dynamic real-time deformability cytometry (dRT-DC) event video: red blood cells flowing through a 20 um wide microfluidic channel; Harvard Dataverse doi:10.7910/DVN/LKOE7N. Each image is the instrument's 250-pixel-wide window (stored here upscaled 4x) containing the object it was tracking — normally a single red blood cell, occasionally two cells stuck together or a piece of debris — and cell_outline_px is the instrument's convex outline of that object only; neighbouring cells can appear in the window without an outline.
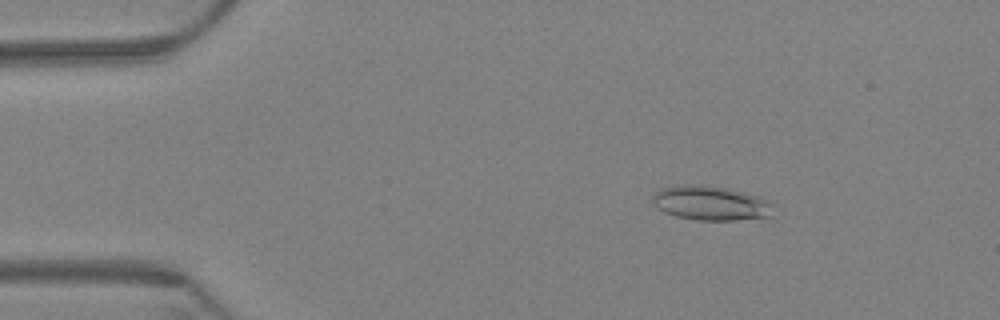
{"species": "Egyptian fruit bat (a non-hibernating species)", "species_latin": "Rousettus aegyptiacus", "temperature_condition": "warm", "stored_images_in_passage": 62, "camera_frame_rate_fps": 3000, "um_per_image_px": 0.085, "animal": {"sex": "female"}, "frame": {"image": 1, "passage_image": 10, "time_ms": 3.0, "image_size_px": [1000, 320], "cell_outline_px": [[776, 204], [772, 216], [736, 220], [696, 220], [676, 216], [664, 212], [652, 200], [652, 196], [660, 188], [680, 184], [700, 184], [724, 188], [744, 192], [768, 200]], "centroid_in_image_um": [60.45, 17.26], "position_along_channel_um": 24.6, "area_um2": 24.33}}
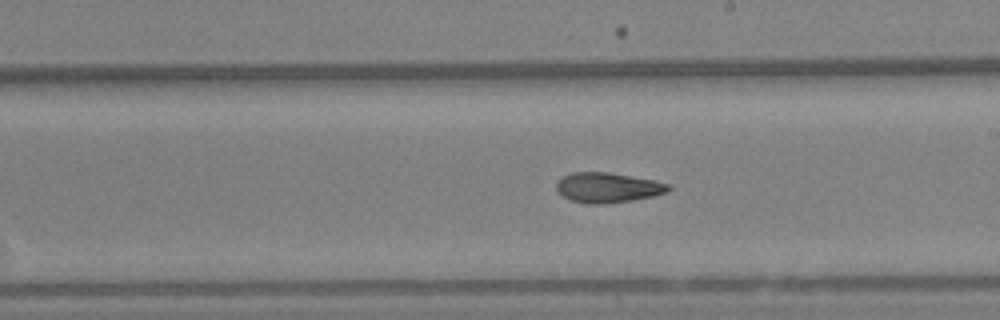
{"frame": {"image": 2, "passage_image": 36, "time_ms": 11.667, "image_size_px": [1000, 320], "cell_outline_px": [[672, 188], [668, 192], [652, 196], [632, 200], [604, 204], [584, 204], [560, 196], [556, 192], [556, 184], [564, 176], [572, 172], [608, 172], [652, 180], [668, 184]], "centroid_in_image_um": [51.62, 15.96], "position_along_channel_um": 237.4, "area_um2": 19.59}}
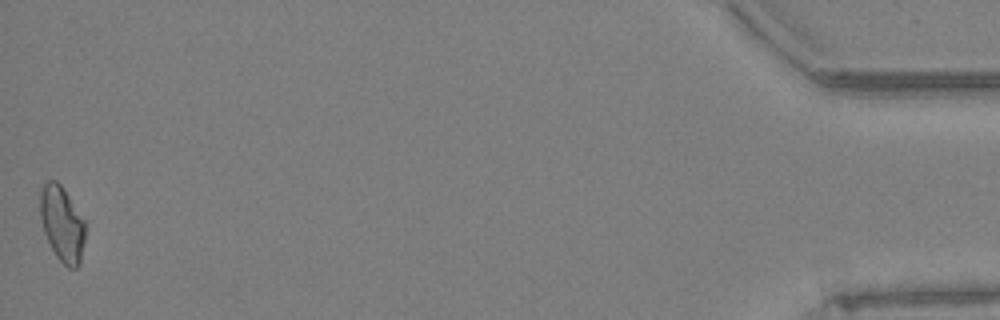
{"frame": {"image": 3, "passage_image": 62, "time_ms": 20.333, "image_size_px": [1000, 320], "cell_outline_px": [[84, 240], [80, 264], [76, 268], [68, 268], [56, 256], [44, 232], [40, 216], [40, 192], [44, 184], [48, 180], [56, 180], [64, 188], [84, 220]], "centroid_in_image_um": [5.27, 19.02], "position_along_channel_um": 429.9, "area_um2": 19.59}, "authors_computed_cell_mechanics": {"area_um2": 19.9699, "velocity_mm_per_s": 3.325, "shape_relaxation_time_tau1_ms": null, "shape_relaxation_time_tau2_ms": 5.7411, "deformation_change_tau1": null, "deformation_change_tau2": 0.126}}